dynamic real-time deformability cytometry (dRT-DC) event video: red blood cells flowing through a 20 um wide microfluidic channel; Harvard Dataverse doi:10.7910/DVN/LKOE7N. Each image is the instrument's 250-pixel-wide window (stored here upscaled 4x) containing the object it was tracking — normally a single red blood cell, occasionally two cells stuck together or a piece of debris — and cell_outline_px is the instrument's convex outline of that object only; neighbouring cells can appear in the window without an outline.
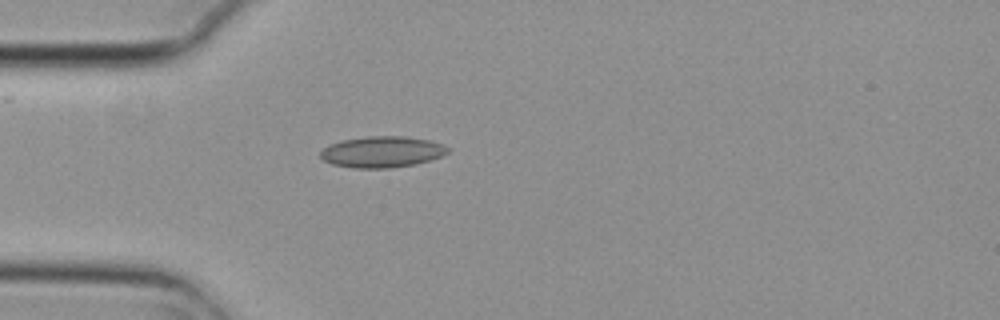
{"species": "common noctule bat (a hibernating species)", "species_latin": "Nyctalus noctula", "temperature_condition": "cold", "stored_images_in_passage": 2, "camera_frame_rate_fps": 3000, "um_per_image_px": 0.085, "animal": {"sex": "female", "body_mass_g": 29.2, "forearm_length_mm": 56.3}, "frame": {"image": 1, "passage_image": 2, "time_ms": 0.333, "image_size_px": [1000, 320], "cell_outline_px": [[448, 152], [432, 160], [416, 164], [388, 168], [352, 168], [332, 164], [324, 160], [320, 156], [320, 152], [328, 144], [344, 140], [368, 136], [404, 136], [428, 140], [444, 144], [448, 148]], "centroid_in_image_um": [32.47, 12.91], "position_along_channel_um": 52.5, "area_um2": 23.12}}